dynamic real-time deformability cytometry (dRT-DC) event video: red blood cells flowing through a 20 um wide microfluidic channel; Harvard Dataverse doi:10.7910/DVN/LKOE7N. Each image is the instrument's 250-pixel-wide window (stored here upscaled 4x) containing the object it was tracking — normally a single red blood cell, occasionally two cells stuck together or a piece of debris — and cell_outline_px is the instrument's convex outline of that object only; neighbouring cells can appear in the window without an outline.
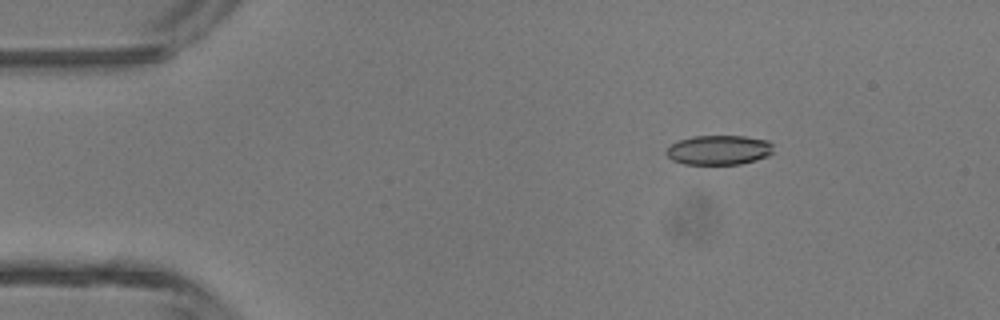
{"species": "common noctule bat (a hibernating species)", "species_latin": "Nyctalus noctula", "temperature_condition": "room temperature", "stored_images_in_passage": 4, "camera_frame_rate_fps": 3000, "um_per_image_px": 0.085, "animal": {"sex": "male", "body_mass_g": 13.3}, "frame": {"image": 1, "passage_image": 2, "time_ms": 0.333, "image_size_px": [1000, 320], "cell_outline_px": [[772, 152], [768, 156], [756, 160], [740, 164], [684, 164], [672, 160], [664, 152], [672, 144], [680, 140], [692, 136], [744, 136], [768, 140], [772, 144]], "centroid_in_image_um": [61.11, 12.75], "position_along_channel_um": 23.9, "area_um2": 18.44}}
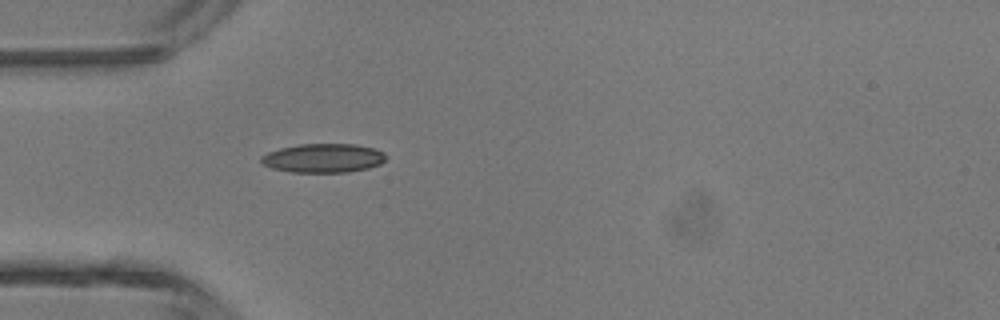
{"frame": {"image": 2, "passage_image": 4, "time_ms": 1.0, "image_size_px": [1000, 320], "cell_outline_px": [[384, 160], [380, 164], [368, 168], [348, 172], [292, 172], [272, 168], [260, 164], [260, 156], [268, 152], [280, 148], [300, 144], [356, 144], [376, 148], [384, 152]], "centroid_in_image_um": [27.45, 13.43], "position_along_channel_um": 57.5, "area_um2": 21.15}}